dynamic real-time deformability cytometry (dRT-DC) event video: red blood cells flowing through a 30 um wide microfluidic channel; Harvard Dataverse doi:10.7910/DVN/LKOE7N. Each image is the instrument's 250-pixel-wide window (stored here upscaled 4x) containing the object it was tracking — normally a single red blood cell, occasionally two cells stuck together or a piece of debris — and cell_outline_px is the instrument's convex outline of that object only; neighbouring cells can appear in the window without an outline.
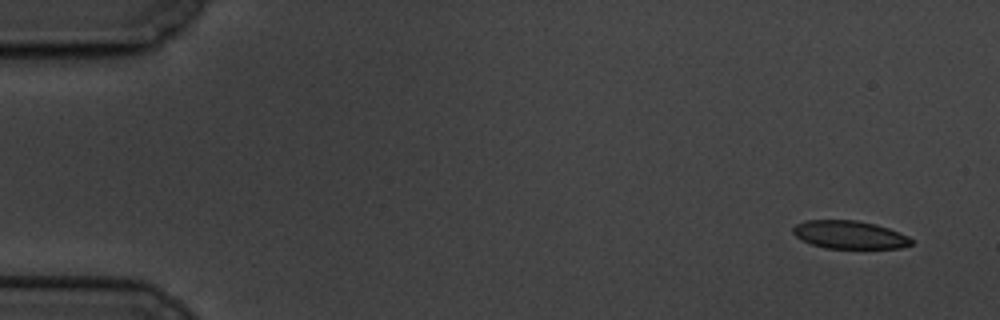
{"species": "common noctule bat (a hibernating species)", "species_latin": "Nyctalus noctula", "temperature_condition": "cold", "stored_images_in_passage": 5, "camera_frame_rate_fps": 3000, "um_per_image_px": 0.085, "animal": {"sex": "male", "body_mass_g": 19.5, "forearm_length_mm": 54.6}, "frame": {"image": 1, "passage_image": 1, "time_ms": 0.0, "image_size_px": [1000, 320], "cell_outline_px": [[912, 244], [900, 248], [824, 248], [812, 244], [796, 236], [792, 232], [792, 228], [796, 224], [808, 220], [856, 220], [876, 224], [888, 228], [908, 236], [912, 240]], "centroid_in_image_um": [72.21, 19.95], "position_along_channel_um": 12.8, "area_um2": 19.19}}
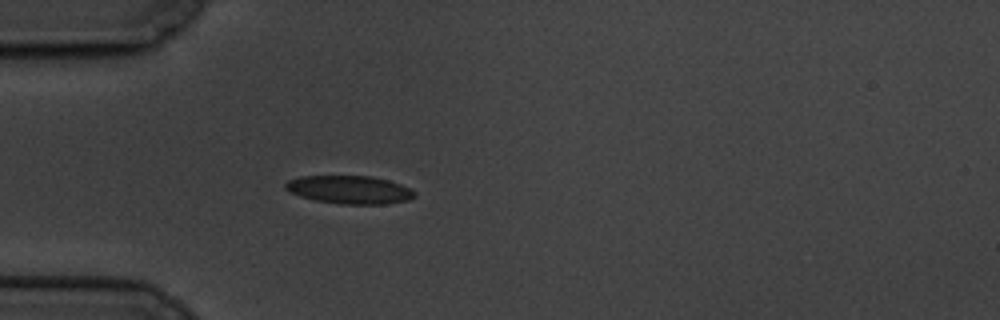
{"frame": {"image": 2, "passage_image": 5, "time_ms": 4.667, "image_size_px": [1000, 320], "cell_outline_px": [[416, 196], [408, 200], [384, 204], [340, 204], [316, 200], [300, 196], [284, 188], [284, 184], [288, 180], [300, 176], [372, 176], [388, 180], [400, 184], [416, 192]], "centroid_in_image_um": [29.71, 16.12], "position_along_channel_um": 55.3, "area_um2": 21.1}}